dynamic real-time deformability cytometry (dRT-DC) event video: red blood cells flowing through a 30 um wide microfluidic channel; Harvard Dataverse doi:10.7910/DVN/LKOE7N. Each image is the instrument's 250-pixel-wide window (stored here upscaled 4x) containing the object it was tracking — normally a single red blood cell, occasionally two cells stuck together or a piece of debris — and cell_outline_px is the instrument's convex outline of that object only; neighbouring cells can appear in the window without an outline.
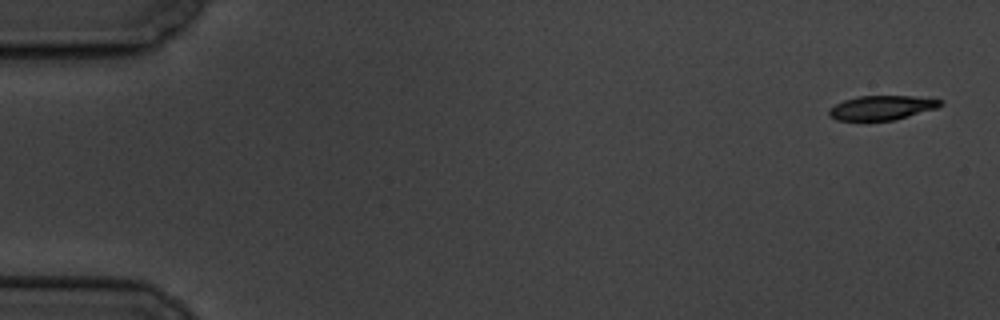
{"species": "common noctule bat (a hibernating species)", "species_latin": "Nyctalus noctula", "temperature_condition": "cold", "stored_images_in_passage": 6, "camera_frame_rate_fps": 3000, "um_per_image_px": 0.085, "animal": {"sex": "male", "body_mass_g": 19.5, "forearm_length_mm": 54.6}, "frame": {"image": 1, "passage_image": 1, "time_ms": 0.0, "image_size_px": [1000, 320], "cell_outline_px": [[944, 104], [936, 108], [908, 116], [892, 120], [836, 120], [828, 116], [828, 108], [844, 100], [856, 96], [912, 96], [944, 100]], "centroid_in_image_um": [74.93, 9.15], "position_along_channel_um": 10.1, "area_um2": 15.78}}
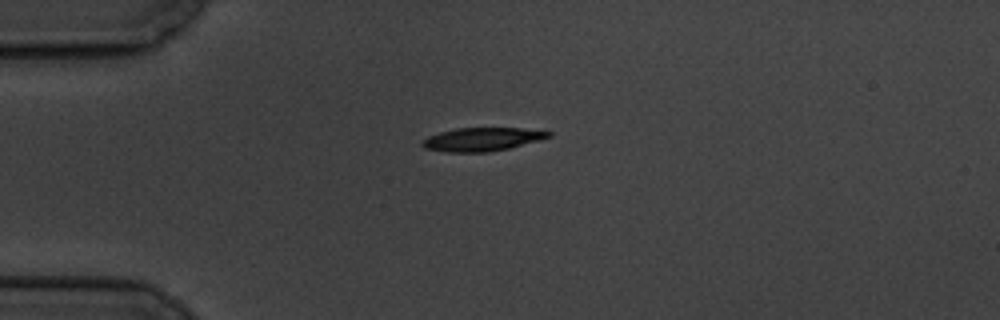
{"frame": {"image": 2, "passage_image": 5, "time_ms": 4.333, "image_size_px": [1000, 320], "cell_outline_px": [[552, 136], [540, 140], [508, 148], [488, 152], [448, 152], [424, 148], [420, 144], [420, 140], [428, 136], [440, 132], [456, 128], [520, 128], [552, 132]], "centroid_in_image_um": [40.94, 11.84], "position_along_channel_um": 44.1, "area_um2": 17.22}}